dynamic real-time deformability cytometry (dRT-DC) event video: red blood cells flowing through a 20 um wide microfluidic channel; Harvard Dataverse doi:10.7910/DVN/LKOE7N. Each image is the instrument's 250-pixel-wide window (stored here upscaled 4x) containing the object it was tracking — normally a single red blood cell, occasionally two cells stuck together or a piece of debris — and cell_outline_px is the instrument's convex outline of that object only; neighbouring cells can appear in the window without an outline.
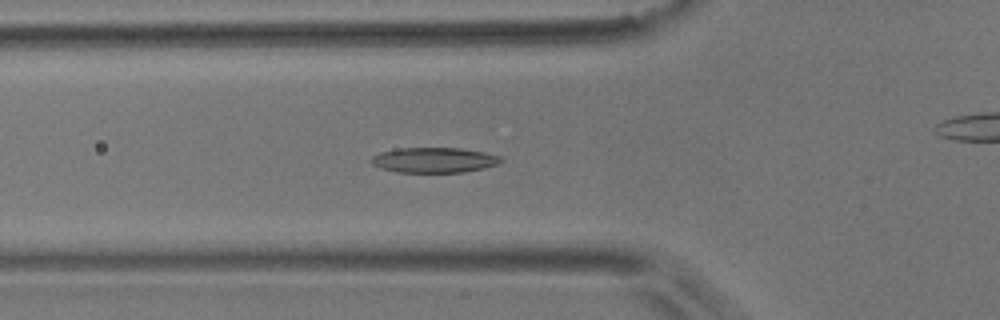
{"species": "common noctule bat (a hibernating species)", "species_latin": "Nyctalus noctula", "temperature_condition": "room temperature", "stored_images_in_passage": 54, "camera_frame_rate_fps": 3000, "um_per_image_px": 0.085, "animal": {"sex": "male", "body_mass_g": 17.9}, "frame": {"image": 1, "passage_image": 18, "time_ms": 5.667, "image_size_px": [1000, 320], "cell_outline_px": [[504, 160], [496, 164], [484, 168], [464, 172], [396, 172], [380, 168], [372, 164], [368, 160], [372, 156], [380, 152], [396, 148], [460, 148], [484, 152], [500, 156]], "centroid_in_image_um": [36.85, 13.6], "position_along_channel_um": 88.9, "area_um2": 19.13}}
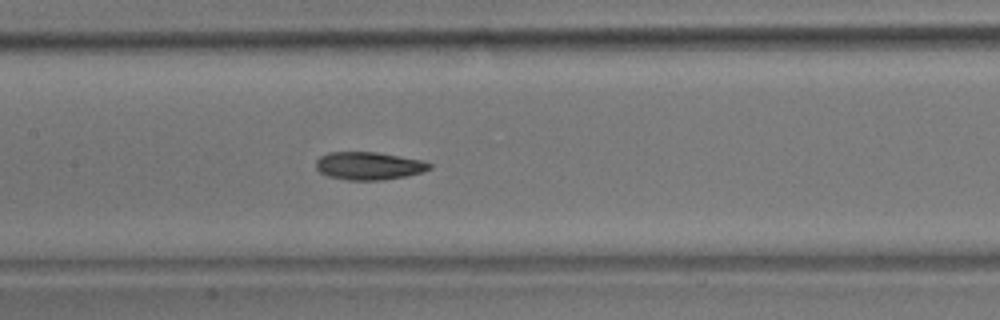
{"frame": {"image": 2, "passage_image": 25, "time_ms": 8.0, "image_size_px": [1000, 320], "cell_outline_px": [[432, 168], [424, 172], [384, 180], [348, 180], [328, 176], [320, 172], [316, 168], [316, 160], [320, 156], [328, 152], [376, 152], [424, 160], [432, 164]], "centroid_in_image_um": [31.37, 14.09], "position_along_channel_um": 176.0, "area_um2": 18.55}}
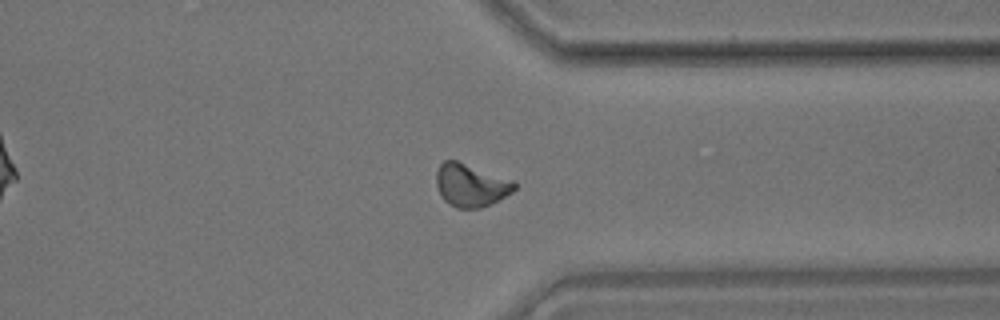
{"frame": {"image": 3, "passage_image": 41, "time_ms": 13.333, "image_size_px": [1000, 320], "cell_outline_px": [[516, 188], [512, 192], [480, 208], [456, 208], [448, 204], [440, 196], [436, 184], [436, 172], [440, 164], [444, 160], [456, 160], [516, 180]], "centroid_in_image_um": [40.01, 15.72], "position_along_channel_um": 371.4, "area_um2": 19.65}, "authors_computed_cell_mechanics": {"area_um2": 19.0162, "velocity_mm_per_s": 3.7031, "shape_relaxation_time_tau1_ms": 6.0673, "shape_relaxation_time_tau2_ms": 2.8295, "deformation_change_tau1": 0.1651, "deformation_change_tau2": 0.0979}}